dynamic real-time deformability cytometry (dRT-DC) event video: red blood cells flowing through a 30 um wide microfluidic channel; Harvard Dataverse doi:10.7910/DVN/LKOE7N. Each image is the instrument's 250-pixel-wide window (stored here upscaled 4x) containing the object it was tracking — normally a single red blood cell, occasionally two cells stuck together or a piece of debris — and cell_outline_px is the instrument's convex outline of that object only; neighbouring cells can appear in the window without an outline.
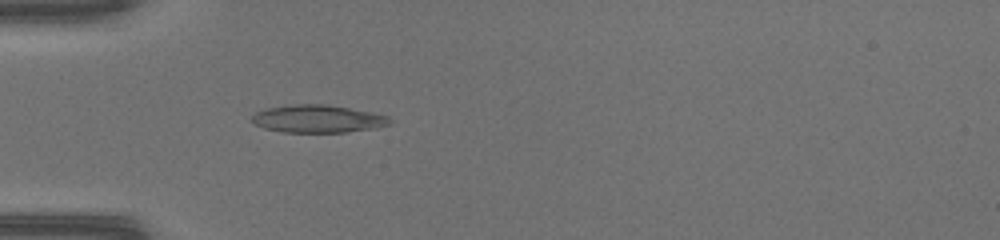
{"species": "common noctule bat (a hibernating species)", "species_latin": "Nyctalus noctula", "temperature_condition": "warm", "stored_images_in_passage": 48, "camera_frame_rate_fps": 3000, "um_per_image_px": 0.085, "animal": {"sex": "female", "body_mass_g": 17.0, "forearm_length_mm": 48.0}, "frame": {"image": 1, "passage_image": 15, "time_ms": 4.667, "image_size_px": [1000, 240], "cell_outline_px": [[392, 124], [376, 128], [344, 132], [284, 132], [264, 128], [256, 124], [252, 120], [252, 116], [256, 112], [264, 108], [292, 104], [324, 104], [372, 112], [388, 116], [392, 120]], "centroid_in_image_um": [27.03, 10.09], "position_along_channel_um": 58.0, "area_um2": 22.25}}
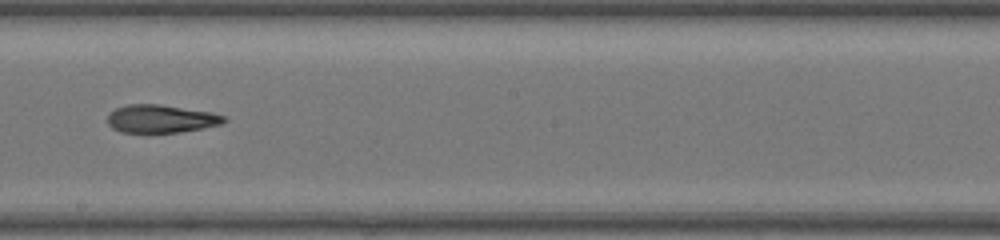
{"frame": {"image": 2, "passage_image": 28, "time_ms": 9.0, "image_size_px": [1000, 240], "cell_outline_px": [[228, 120], [220, 124], [204, 128], [180, 132], [120, 132], [112, 128], [108, 124], [108, 116], [116, 108], [128, 104], [160, 104], [212, 112], [224, 116]], "centroid_in_image_um": [13.7, 10.09], "position_along_channel_um": 234.5, "area_um2": 18.96}}
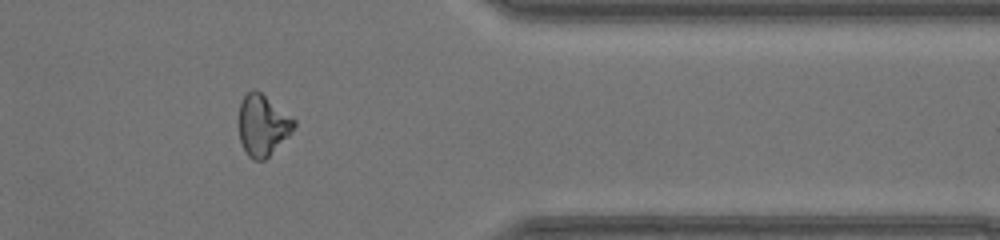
{"frame": {"image": 3, "passage_image": 40, "time_ms": 13.0, "image_size_px": [1000, 240], "cell_outline_px": [[296, 124], [292, 132], [264, 160], [252, 160], [248, 156], [240, 140], [240, 104], [244, 96], [252, 88], [256, 88], [296, 120]], "centroid_in_image_um": [22.34, 10.62], "position_along_channel_um": 389.1, "area_um2": 19.42}, "authors_computed_cell_mechanics": {"area_um2": 20.1722, "velocity_mm_per_s": 4.2315, "shape_relaxation_time_tau1_ms": 7.185, "shape_relaxation_time_tau2_ms": 3.9191, "deformation_change_tau1": 0.2333, "deformation_change_tau2": 0.1309}}